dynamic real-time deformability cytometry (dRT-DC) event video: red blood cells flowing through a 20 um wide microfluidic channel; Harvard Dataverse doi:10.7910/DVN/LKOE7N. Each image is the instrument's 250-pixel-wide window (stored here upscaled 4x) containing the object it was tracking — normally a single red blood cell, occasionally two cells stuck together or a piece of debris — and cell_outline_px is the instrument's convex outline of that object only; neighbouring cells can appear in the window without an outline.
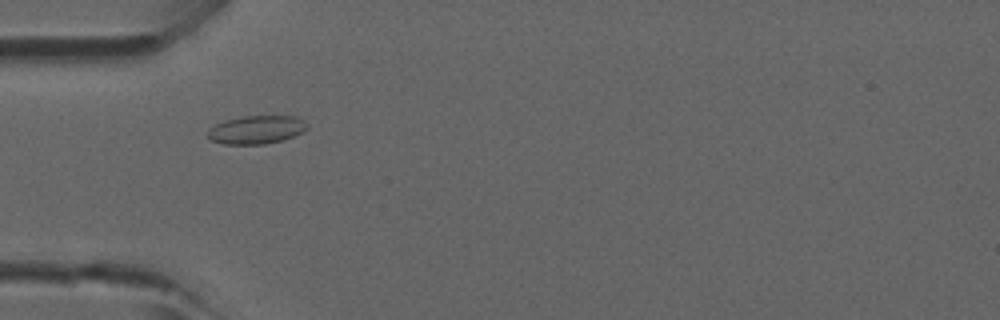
{"species": "common noctule bat (a hibernating species)", "species_latin": "Nyctalus noctula", "temperature_condition": "room temperature", "stored_images_in_passage": 38, "camera_frame_rate_fps": 3000, "um_per_image_px": 0.085, "animal": {"sex": "male", "forearm_length_mm": 52.5}, "frame": {"image": 1, "passage_image": 6, "time_ms": 1.667, "image_size_px": [1000, 320], "cell_outline_px": [[308, 128], [304, 132], [280, 140], [264, 144], [224, 144], [212, 140], [208, 136], [208, 132], [216, 124], [224, 120], [244, 116], [296, 116], [304, 120], [308, 124]], "centroid_in_image_um": [21.84, 11.01], "position_along_channel_um": 63.2, "area_um2": 16.24}}
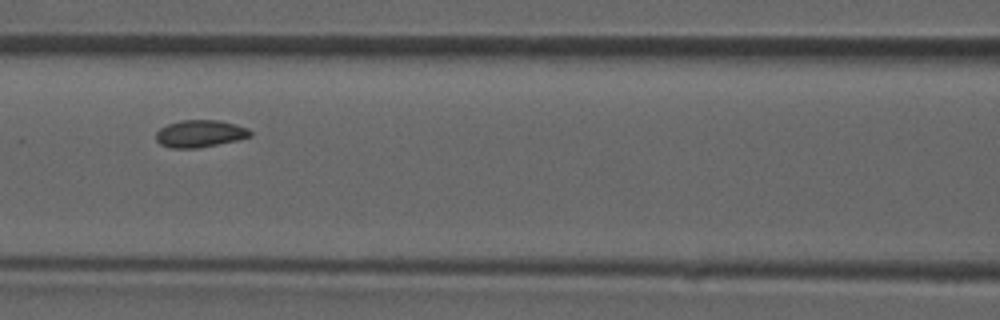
{"frame": {"image": 2, "passage_image": 12, "time_ms": 3.667, "image_size_px": [1000, 320], "cell_outline_px": [[252, 136], [236, 140], [200, 148], [172, 148], [160, 144], [156, 140], [156, 132], [160, 128], [168, 124], [180, 120], [220, 120], [236, 124], [248, 128], [252, 132]], "centroid_in_image_um": [17.0, 11.35], "position_along_channel_um": 149.6, "area_um2": 15.03}}
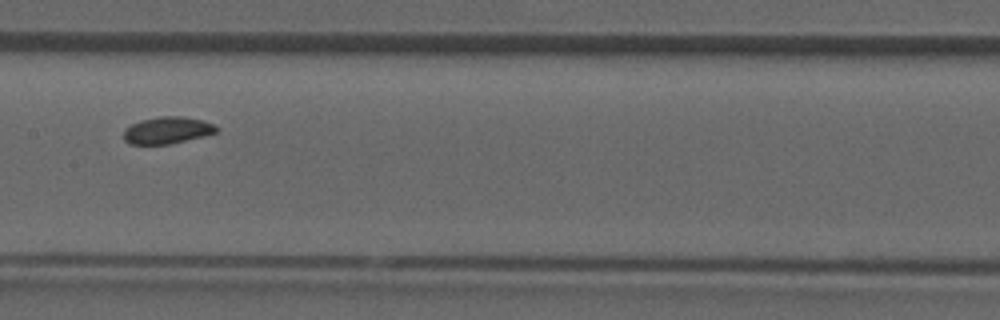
{"frame": {"image": 3, "passage_image": 15, "time_ms": 4.667, "image_size_px": [1000, 320], "cell_outline_px": [[220, 128], [216, 132], [204, 136], [168, 144], [128, 144], [124, 140], [124, 128], [140, 120], [160, 116], [184, 116], [204, 120]], "centroid_in_image_um": [14.21, 11.06], "position_along_channel_um": 193.2, "area_um2": 14.62}}